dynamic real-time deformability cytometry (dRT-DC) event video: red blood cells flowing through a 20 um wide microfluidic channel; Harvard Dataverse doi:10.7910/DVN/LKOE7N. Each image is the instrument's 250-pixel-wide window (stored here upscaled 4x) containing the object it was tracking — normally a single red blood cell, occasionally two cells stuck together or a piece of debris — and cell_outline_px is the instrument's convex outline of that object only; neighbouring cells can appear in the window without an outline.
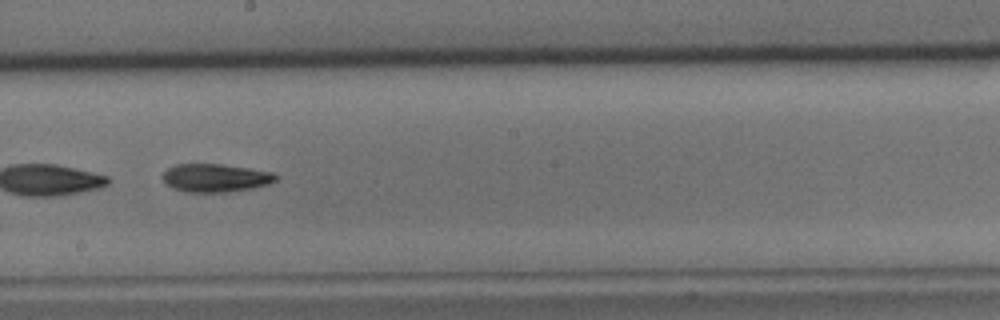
{"species": "common noctule bat (a hibernating species)", "species_latin": "Nyctalus noctula", "temperature_condition": "cold", "stored_images_in_passage": 34, "segment_of_instrument_passage": [2, 2], "camera_frame_rate_fps": 3000, "um_per_image_px": 0.085, "animal": {"sex": "male", "body_mass_g": 15.6}, "frame": {"image": 1, "passage_image": 31, "time_ms": 10.0, "image_size_px": [1000, 320], "cell_outline_px": [[280, 176], [276, 180], [268, 184], [252, 188], [228, 192], [184, 192], [172, 188], [160, 176], [168, 168], [176, 164], [220, 164], [248, 168], [272, 172]], "centroid_in_image_um": [18.31, 15.12], "position_along_channel_um": 229.9, "area_um2": 18.61}}